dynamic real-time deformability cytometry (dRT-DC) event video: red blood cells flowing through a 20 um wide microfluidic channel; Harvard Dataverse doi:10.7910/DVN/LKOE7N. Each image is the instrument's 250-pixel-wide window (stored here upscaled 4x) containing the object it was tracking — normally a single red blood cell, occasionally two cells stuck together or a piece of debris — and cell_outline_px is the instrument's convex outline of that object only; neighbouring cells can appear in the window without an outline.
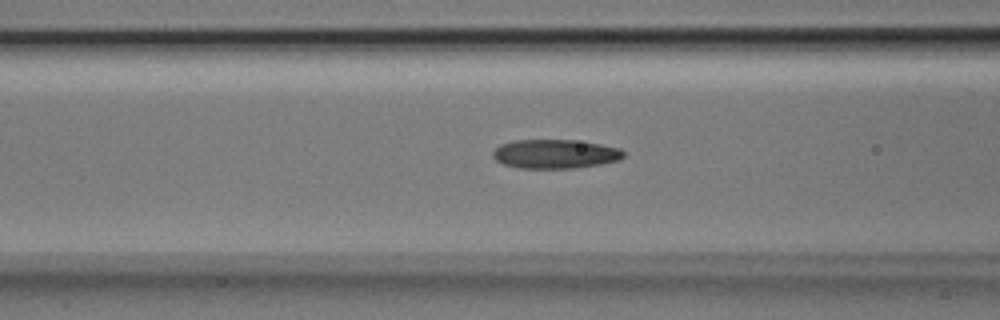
{"species": "Egyptian fruit bat (a non-hibernating species)", "species_latin": "Rousettus aegyptiacus", "temperature_condition": "room temperature", "stored_images_in_passage": 30, "camera_frame_rate_fps": 3000, "um_per_image_px": 0.085, "animal": {"sex": "male"}, "frame": {"image": 1, "passage_image": 8, "time_ms": 2.333, "image_size_px": [1000, 320], "cell_outline_px": [[624, 156], [620, 160], [600, 164], [576, 168], [520, 168], [504, 164], [496, 160], [492, 156], [492, 152], [500, 144], [512, 140], [572, 140], [600, 144], [620, 148], [624, 152]], "centroid_in_image_um": [47.18, 13.08], "position_along_channel_um": 119.4, "area_um2": 22.14}}
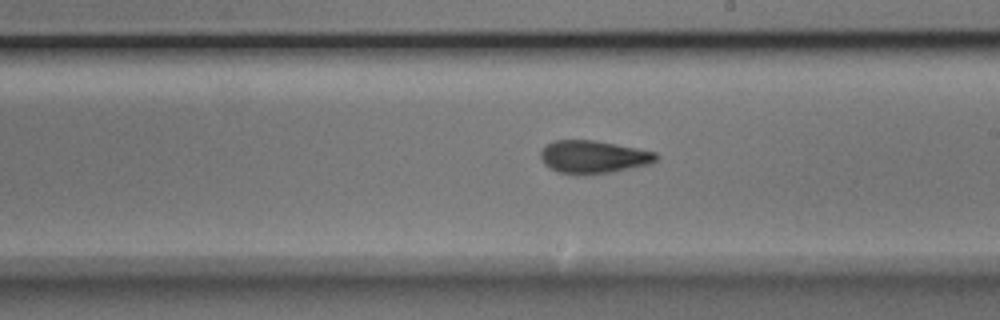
{"frame": {"image": 2, "passage_image": 17, "time_ms": 5.333, "image_size_px": [1000, 320], "cell_outline_px": [[660, 156], [652, 164], [612, 172], [584, 176], [556, 172], [544, 164], [540, 156], [540, 152], [552, 140], [596, 140], [656, 152]], "centroid_in_image_um": [50.45, 13.35], "position_along_channel_um": 238.6, "area_um2": 22.48}}
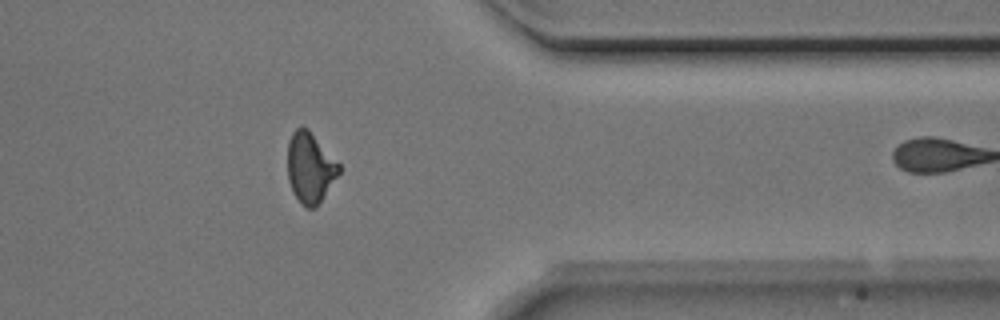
{"frame": {"image": 3, "passage_image": 29, "time_ms": 9.333, "image_size_px": [1000, 320], "cell_outline_px": [[340, 172], [316, 208], [308, 208], [300, 204], [292, 192], [288, 180], [288, 140], [292, 132], [296, 128], [308, 128], [340, 164]], "centroid_in_image_um": [26.35, 14.27], "position_along_channel_um": 385.1, "area_um2": 21.15}}